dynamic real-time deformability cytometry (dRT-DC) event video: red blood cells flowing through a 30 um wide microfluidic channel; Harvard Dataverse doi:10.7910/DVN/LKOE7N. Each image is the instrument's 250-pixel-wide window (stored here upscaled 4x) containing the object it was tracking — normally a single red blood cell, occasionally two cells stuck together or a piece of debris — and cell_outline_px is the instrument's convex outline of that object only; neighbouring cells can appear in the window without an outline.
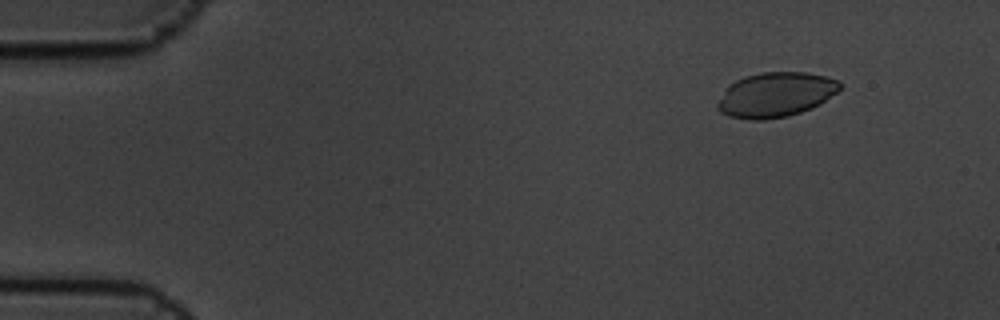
{"species": "common noctule bat (a hibernating species)", "species_latin": "Nyctalus noctula", "temperature_condition": "cold", "stored_images_in_passage": 16, "camera_frame_rate_fps": 3000, "um_per_image_px": 0.085, "animal": {"sex": "male", "body_mass_g": 19.5, "forearm_length_mm": 54.6}, "frame": {"image": 1, "passage_image": 3, "time_ms": 0.667, "image_size_px": [1000, 320], "cell_outline_px": [[840, 88], [836, 92], [820, 104], [812, 108], [788, 116], [764, 120], [752, 120], [728, 116], [720, 112], [716, 108], [716, 104], [728, 84], [744, 76], [760, 72], [804, 72], [824, 76], [840, 80]], "centroid_in_image_um": [65.89, 8.05], "position_along_channel_um": 19.1, "area_um2": 32.02}}